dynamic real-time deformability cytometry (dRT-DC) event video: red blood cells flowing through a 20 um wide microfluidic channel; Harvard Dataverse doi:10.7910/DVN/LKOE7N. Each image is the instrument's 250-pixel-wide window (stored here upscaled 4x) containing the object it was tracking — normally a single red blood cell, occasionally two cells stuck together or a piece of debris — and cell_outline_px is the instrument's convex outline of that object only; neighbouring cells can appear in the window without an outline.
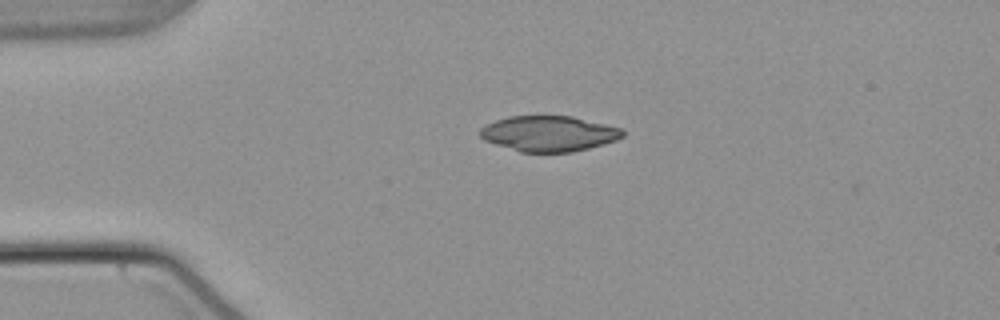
{"species": "common noctule bat (a hibernating species)", "species_latin": "Nyctalus noctula", "temperature_condition": "warm", "stored_images_in_passage": 8, "camera_frame_rate_fps": 3000, "um_per_image_px": 0.085, "animal": {"sex": "male", "body_mass_g": 21.5, "forearm_length_mm": 52.0}, "frame": {"image": 1, "passage_image": 6, "time_ms": 1.667, "image_size_px": [1000, 320], "cell_outline_px": [[624, 136], [616, 140], [604, 144], [572, 152], [520, 152], [484, 140], [480, 136], [480, 128], [496, 120], [508, 116], [572, 116], [620, 128], [624, 132]], "centroid_in_image_um": [46.64, 11.36], "position_along_channel_um": 38.4, "area_um2": 29.3}}